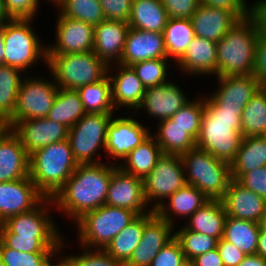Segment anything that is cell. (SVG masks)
I'll use <instances>...</instances> for the list:
<instances>
[{"label": "cell", "instance_id": "29", "mask_svg": "<svg viewBox=\"0 0 266 266\" xmlns=\"http://www.w3.org/2000/svg\"><path fill=\"white\" fill-rule=\"evenodd\" d=\"M266 166V135L243 137L235 159L230 163L231 178L237 181L248 171Z\"/></svg>", "mask_w": 266, "mask_h": 266}, {"label": "cell", "instance_id": "53", "mask_svg": "<svg viewBox=\"0 0 266 266\" xmlns=\"http://www.w3.org/2000/svg\"><path fill=\"white\" fill-rule=\"evenodd\" d=\"M262 86H266V36L261 32L255 48L252 74Z\"/></svg>", "mask_w": 266, "mask_h": 266}, {"label": "cell", "instance_id": "65", "mask_svg": "<svg viewBox=\"0 0 266 266\" xmlns=\"http://www.w3.org/2000/svg\"><path fill=\"white\" fill-rule=\"evenodd\" d=\"M263 2H266V0H260V1L258 0V2H255V4L253 6H256L257 4H261Z\"/></svg>", "mask_w": 266, "mask_h": 266}, {"label": "cell", "instance_id": "67", "mask_svg": "<svg viewBox=\"0 0 266 266\" xmlns=\"http://www.w3.org/2000/svg\"><path fill=\"white\" fill-rule=\"evenodd\" d=\"M48 1H50V2H54V3H55L57 0H48Z\"/></svg>", "mask_w": 266, "mask_h": 266}, {"label": "cell", "instance_id": "5", "mask_svg": "<svg viewBox=\"0 0 266 266\" xmlns=\"http://www.w3.org/2000/svg\"><path fill=\"white\" fill-rule=\"evenodd\" d=\"M77 165L66 139L30 154L29 177L46 198H53L71 177Z\"/></svg>", "mask_w": 266, "mask_h": 266}, {"label": "cell", "instance_id": "35", "mask_svg": "<svg viewBox=\"0 0 266 266\" xmlns=\"http://www.w3.org/2000/svg\"><path fill=\"white\" fill-rule=\"evenodd\" d=\"M143 230L144 214L134 218L111 240L104 250L124 266L141 241Z\"/></svg>", "mask_w": 266, "mask_h": 266}, {"label": "cell", "instance_id": "36", "mask_svg": "<svg viewBox=\"0 0 266 266\" xmlns=\"http://www.w3.org/2000/svg\"><path fill=\"white\" fill-rule=\"evenodd\" d=\"M163 35L167 58L177 62L195 37L191 19L168 18Z\"/></svg>", "mask_w": 266, "mask_h": 266}, {"label": "cell", "instance_id": "61", "mask_svg": "<svg viewBox=\"0 0 266 266\" xmlns=\"http://www.w3.org/2000/svg\"><path fill=\"white\" fill-rule=\"evenodd\" d=\"M60 260L55 263V265L50 261L48 266H73L72 263L66 258H59Z\"/></svg>", "mask_w": 266, "mask_h": 266}, {"label": "cell", "instance_id": "4", "mask_svg": "<svg viewBox=\"0 0 266 266\" xmlns=\"http://www.w3.org/2000/svg\"><path fill=\"white\" fill-rule=\"evenodd\" d=\"M261 32L254 12L229 29L216 43L217 77L253 74L255 48Z\"/></svg>", "mask_w": 266, "mask_h": 266}, {"label": "cell", "instance_id": "52", "mask_svg": "<svg viewBox=\"0 0 266 266\" xmlns=\"http://www.w3.org/2000/svg\"><path fill=\"white\" fill-rule=\"evenodd\" d=\"M11 18H31L37 13L40 0H3Z\"/></svg>", "mask_w": 266, "mask_h": 266}, {"label": "cell", "instance_id": "43", "mask_svg": "<svg viewBox=\"0 0 266 266\" xmlns=\"http://www.w3.org/2000/svg\"><path fill=\"white\" fill-rule=\"evenodd\" d=\"M205 99L196 98L190 100L184 106H182L177 112L170 118L175 125L181 128L187 129L195 140L198 138L201 126V118L204 113Z\"/></svg>", "mask_w": 266, "mask_h": 266}, {"label": "cell", "instance_id": "46", "mask_svg": "<svg viewBox=\"0 0 266 266\" xmlns=\"http://www.w3.org/2000/svg\"><path fill=\"white\" fill-rule=\"evenodd\" d=\"M83 253L69 255L66 258L73 266H123L113 256L108 254L104 249L94 251L90 248L83 247Z\"/></svg>", "mask_w": 266, "mask_h": 266}, {"label": "cell", "instance_id": "25", "mask_svg": "<svg viewBox=\"0 0 266 266\" xmlns=\"http://www.w3.org/2000/svg\"><path fill=\"white\" fill-rule=\"evenodd\" d=\"M118 70L114 77L110 74L112 64L108 67V76L111 81L112 103L114 108L125 106L127 109L138 110L146 88L131 66L116 64ZM110 71V72H109Z\"/></svg>", "mask_w": 266, "mask_h": 266}, {"label": "cell", "instance_id": "34", "mask_svg": "<svg viewBox=\"0 0 266 266\" xmlns=\"http://www.w3.org/2000/svg\"><path fill=\"white\" fill-rule=\"evenodd\" d=\"M260 224L227 216L222 239L234 244L246 255H255Z\"/></svg>", "mask_w": 266, "mask_h": 266}, {"label": "cell", "instance_id": "12", "mask_svg": "<svg viewBox=\"0 0 266 266\" xmlns=\"http://www.w3.org/2000/svg\"><path fill=\"white\" fill-rule=\"evenodd\" d=\"M42 77H23L17 95L14 114L7 121H23L47 116L56 99L59 87L55 81Z\"/></svg>", "mask_w": 266, "mask_h": 266}, {"label": "cell", "instance_id": "15", "mask_svg": "<svg viewBox=\"0 0 266 266\" xmlns=\"http://www.w3.org/2000/svg\"><path fill=\"white\" fill-rule=\"evenodd\" d=\"M105 204L134 211L137 215L151 212L143 193L141 178L124 172L119 165H113V174L108 185ZM147 210V211H146Z\"/></svg>", "mask_w": 266, "mask_h": 266}, {"label": "cell", "instance_id": "63", "mask_svg": "<svg viewBox=\"0 0 266 266\" xmlns=\"http://www.w3.org/2000/svg\"><path fill=\"white\" fill-rule=\"evenodd\" d=\"M6 128L5 122L0 118V134L4 131Z\"/></svg>", "mask_w": 266, "mask_h": 266}, {"label": "cell", "instance_id": "24", "mask_svg": "<svg viewBox=\"0 0 266 266\" xmlns=\"http://www.w3.org/2000/svg\"><path fill=\"white\" fill-rule=\"evenodd\" d=\"M157 58H167L163 33L130 28L119 64L131 66Z\"/></svg>", "mask_w": 266, "mask_h": 266}, {"label": "cell", "instance_id": "40", "mask_svg": "<svg viewBox=\"0 0 266 266\" xmlns=\"http://www.w3.org/2000/svg\"><path fill=\"white\" fill-rule=\"evenodd\" d=\"M22 70L0 65V118L6 122L15 111L17 95L22 82Z\"/></svg>", "mask_w": 266, "mask_h": 266}, {"label": "cell", "instance_id": "51", "mask_svg": "<svg viewBox=\"0 0 266 266\" xmlns=\"http://www.w3.org/2000/svg\"><path fill=\"white\" fill-rule=\"evenodd\" d=\"M200 4L209 7L232 11L239 19L246 18L254 12V6L247 5L246 0H199Z\"/></svg>", "mask_w": 266, "mask_h": 266}, {"label": "cell", "instance_id": "17", "mask_svg": "<svg viewBox=\"0 0 266 266\" xmlns=\"http://www.w3.org/2000/svg\"><path fill=\"white\" fill-rule=\"evenodd\" d=\"M46 197L30 177L0 183V224L8 218L33 210Z\"/></svg>", "mask_w": 266, "mask_h": 266}, {"label": "cell", "instance_id": "50", "mask_svg": "<svg viewBox=\"0 0 266 266\" xmlns=\"http://www.w3.org/2000/svg\"><path fill=\"white\" fill-rule=\"evenodd\" d=\"M237 182L266 200V166L248 171Z\"/></svg>", "mask_w": 266, "mask_h": 266}, {"label": "cell", "instance_id": "23", "mask_svg": "<svg viewBox=\"0 0 266 266\" xmlns=\"http://www.w3.org/2000/svg\"><path fill=\"white\" fill-rule=\"evenodd\" d=\"M227 216L260 223L266 213V200L231 180L221 199Z\"/></svg>", "mask_w": 266, "mask_h": 266}, {"label": "cell", "instance_id": "57", "mask_svg": "<svg viewBox=\"0 0 266 266\" xmlns=\"http://www.w3.org/2000/svg\"><path fill=\"white\" fill-rule=\"evenodd\" d=\"M256 254L266 261V231L260 228Z\"/></svg>", "mask_w": 266, "mask_h": 266}, {"label": "cell", "instance_id": "62", "mask_svg": "<svg viewBox=\"0 0 266 266\" xmlns=\"http://www.w3.org/2000/svg\"><path fill=\"white\" fill-rule=\"evenodd\" d=\"M259 224H260V228L266 231V213L263 215Z\"/></svg>", "mask_w": 266, "mask_h": 266}, {"label": "cell", "instance_id": "11", "mask_svg": "<svg viewBox=\"0 0 266 266\" xmlns=\"http://www.w3.org/2000/svg\"><path fill=\"white\" fill-rule=\"evenodd\" d=\"M142 181L146 202L151 204L150 202L155 200L156 204L150 207L155 211L165 199L187 184L181 155L162 154L155 167Z\"/></svg>", "mask_w": 266, "mask_h": 266}, {"label": "cell", "instance_id": "8", "mask_svg": "<svg viewBox=\"0 0 266 266\" xmlns=\"http://www.w3.org/2000/svg\"><path fill=\"white\" fill-rule=\"evenodd\" d=\"M138 215L128 209L102 205L85 213L77 223L82 247L105 249L111 240Z\"/></svg>", "mask_w": 266, "mask_h": 266}, {"label": "cell", "instance_id": "6", "mask_svg": "<svg viewBox=\"0 0 266 266\" xmlns=\"http://www.w3.org/2000/svg\"><path fill=\"white\" fill-rule=\"evenodd\" d=\"M181 159L188 185L195 186L209 200H221L224 197L232 180L230 163L198 148L182 154Z\"/></svg>", "mask_w": 266, "mask_h": 266}, {"label": "cell", "instance_id": "27", "mask_svg": "<svg viewBox=\"0 0 266 266\" xmlns=\"http://www.w3.org/2000/svg\"><path fill=\"white\" fill-rule=\"evenodd\" d=\"M216 43L203 37L195 36L176 66L186 75H215L217 77Z\"/></svg>", "mask_w": 266, "mask_h": 266}, {"label": "cell", "instance_id": "18", "mask_svg": "<svg viewBox=\"0 0 266 266\" xmlns=\"http://www.w3.org/2000/svg\"><path fill=\"white\" fill-rule=\"evenodd\" d=\"M151 134L148 128L140 121L128 117L111 119L107 129L106 146L104 151L108 152L114 159H124L133 149L141 144Z\"/></svg>", "mask_w": 266, "mask_h": 266}, {"label": "cell", "instance_id": "42", "mask_svg": "<svg viewBox=\"0 0 266 266\" xmlns=\"http://www.w3.org/2000/svg\"><path fill=\"white\" fill-rule=\"evenodd\" d=\"M174 232V238L180 244L185 259L192 261L195 257L217 248L215 237L188 230L185 226Z\"/></svg>", "mask_w": 266, "mask_h": 266}, {"label": "cell", "instance_id": "37", "mask_svg": "<svg viewBox=\"0 0 266 266\" xmlns=\"http://www.w3.org/2000/svg\"><path fill=\"white\" fill-rule=\"evenodd\" d=\"M85 114L79 93L76 90L59 88L53 107L46 117L70 129Z\"/></svg>", "mask_w": 266, "mask_h": 266}, {"label": "cell", "instance_id": "48", "mask_svg": "<svg viewBox=\"0 0 266 266\" xmlns=\"http://www.w3.org/2000/svg\"><path fill=\"white\" fill-rule=\"evenodd\" d=\"M105 18L108 20H118L128 23L132 0H99Z\"/></svg>", "mask_w": 266, "mask_h": 266}, {"label": "cell", "instance_id": "28", "mask_svg": "<svg viewBox=\"0 0 266 266\" xmlns=\"http://www.w3.org/2000/svg\"><path fill=\"white\" fill-rule=\"evenodd\" d=\"M207 201H209V199L200 190H198L195 186L186 184L183 188L178 189L175 193H173L162 205H160L155 210V213L161 219L166 220L174 226V215H178L179 218L184 216L187 219ZM170 212H172V215Z\"/></svg>", "mask_w": 266, "mask_h": 266}, {"label": "cell", "instance_id": "31", "mask_svg": "<svg viewBox=\"0 0 266 266\" xmlns=\"http://www.w3.org/2000/svg\"><path fill=\"white\" fill-rule=\"evenodd\" d=\"M167 20L161 0H132L130 28L163 33Z\"/></svg>", "mask_w": 266, "mask_h": 266}, {"label": "cell", "instance_id": "10", "mask_svg": "<svg viewBox=\"0 0 266 266\" xmlns=\"http://www.w3.org/2000/svg\"><path fill=\"white\" fill-rule=\"evenodd\" d=\"M114 115L86 113L68 130L67 140L78 164L100 162L92 157L97 155L100 147L105 149L107 129Z\"/></svg>", "mask_w": 266, "mask_h": 266}, {"label": "cell", "instance_id": "38", "mask_svg": "<svg viewBox=\"0 0 266 266\" xmlns=\"http://www.w3.org/2000/svg\"><path fill=\"white\" fill-rule=\"evenodd\" d=\"M241 134L243 137L266 135V86H261L244 107Z\"/></svg>", "mask_w": 266, "mask_h": 266}, {"label": "cell", "instance_id": "20", "mask_svg": "<svg viewBox=\"0 0 266 266\" xmlns=\"http://www.w3.org/2000/svg\"><path fill=\"white\" fill-rule=\"evenodd\" d=\"M190 99L180 86L168 81L162 85L146 88L140 109H144L149 116L159 121L170 119Z\"/></svg>", "mask_w": 266, "mask_h": 266}, {"label": "cell", "instance_id": "39", "mask_svg": "<svg viewBox=\"0 0 266 266\" xmlns=\"http://www.w3.org/2000/svg\"><path fill=\"white\" fill-rule=\"evenodd\" d=\"M79 93L86 113L114 114L112 103L111 81L107 75L99 82L82 86Z\"/></svg>", "mask_w": 266, "mask_h": 266}, {"label": "cell", "instance_id": "41", "mask_svg": "<svg viewBox=\"0 0 266 266\" xmlns=\"http://www.w3.org/2000/svg\"><path fill=\"white\" fill-rule=\"evenodd\" d=\"M62 16L83 21L93 26L105 18L99 0H57L55 3Z\"/></svg>", "mask_w": 266, "mask_h": 266}, {"label": "cell", "instance_id": "13", "mask_svg": "<svg viewBox=\"0 0 266 266\" xmlns=\"http://www.w3.org/2000/svg\"><path fill=\"white\" fill-rule=\"evenodd\" d=\"M5 124L19 137L22 146L29 155L40 148L68 138L69 129L47 117L6 121Z\"/></svg>", "mask_w": 266, "mask_h": 266}, {"label": "cell", "instance_id": "55", "mask_svg": "<svg viewBox=\"0 0 266 266\" xmlns=\"http://www.w3.org/2000/svg\"><path fill=\"white\" fill-rule=\"evenodd\" d=\"M192 262L194 266H224L217 248L195 257Z\"/></svg>", "mask_w": 266, "mask_h": 266}, {"label": "cell", "instance_id": "14", "mask_svg": "<svg viewBox=\"0 0 266 266\" xmlns=\"http://www.w3.org/2000/svg\"><path fill=\"white\" fill-rule=\"evenodd\" d=\"M174 227L161 219L153 210L144 214L141 241L124 266H150L159 251L174 238Z\"/></svg>", "mask_w": 266, "mask_h": 266}, {"label": "cell", "instance_id": "19", "mask_svg": "<svg viewBox=\"0 0 266 266\" xmlns=\"http://www.w3.org/2000/svg\"><path fill=\"white\" fill-rule=\"evenodd\" d=\"M218 88L209 98L221 109L243 111L251 97L262 86L251 75H227L216 77Z\"/></svg>", "mask_w": 266, "mask_h": 266}, {"label": "cell", "instance_id": "56", "mask_svg": "<svg viewBox=\"0 0 266 266\" xmlns=\"http://www.w3.org/2000/svg\"><path fill=\"white\" fill-rule=\"evenodd\" d=\"M254 14L259 19L262 33L266 36V2L254 6Z\"/></svg>", "mask_w": 266, "mask_h": 266}, {"label": "cell", "instance_id": "66", "mask_svg": "<svg viewBox=\"0 0 266 266\" xmlns=\"http://www.w3.org/2000/svg\"><path fill=\"white\" fill-rule=\"evenodd\" d=\"M0 266H5L2 262L1 256H0Z\"/></svg>", "mask_w": 266, "mask_h": 266}, {"label": "cell", "instance_id": "44", "mask_svg": "<svg viewBox=\"0 0 266 266\" xmlns=\"http://www.w3.org/2000/svg\"><path fill=\"white\" fill-rule=\"evenodd\" d=\"M58 252H21L0 240V256L5 266H48Z\"/></svg>", "mask_w": 266, "mask_h": 266}, {"label": "cell", "instance_id": "60", "mask_svg": "<svg viewBox=\"0 0 266 266\" xmlns=\"http://www.w3.org/2000/svg\"><path fill=\"white\" fill-rule=\"evenodd\" d=\"M4 53H5L4 26H1L0 27V65H4Z\"/></svg>", "mask_w": 266, "mask_h": 266}, {"label": "cell", "instance_id": "22", "mask_svg": "<svg viewBox=\"0 0 266 266\" xmlns=\"http://www.w3.org/2000/svg\"><path fill=\"white\" fill-rule=\"evenodd\" d=\"M30 155L10 128L0 134V183L29 176Z\"/></svg>", "mask_w": 266, "mask_h": 266}, {"label": "cell", "instance_id": "16", "mask_svg": "<svg viewBox=\"0 0 266 266\" xmlns=\"http://www.w3.org/2000/svg\"><path fill=\"white\" fill-rule=\"evenodd\" d=\"M55 44L47 45V55L73 54L94 50V26L59 14Z\"/></svg>", "mask_w": 266, "mask_h": 266}, {"label": "cell", "instance_id": "21", "mask_svg": "<svg viewBox=\"0 0 266 266\" xmlns=\"http://www.w3.org/2000/svg\"><path fill=\"white\" fill-rule=\"evenodd\" d=\"M129 29L126 22L104 19L94 26L93 52L108 66L119 64Z\"/></svg>", "mask_w": 266, "mask_h": 266}, {"label": "cell", "instance_id": "7", "mask_svg": "<svg viewBox=\"0 0 266 266\" xmlns=\"http://www.w3.org/2000/svg\"><path fill=\"white\" fill-rule=\"evenodd\" d=\"M47 66L59 88L77 90L108 75V65L93 51L47 55Z\"/></svg>", "mask_w": 266, "mask_h": 266}, {"label": "cell", "instance_id": "9", "mask_svg": "<svg viewBox=\"0 0 266 266\" xmlns=\"http://www.w3.org/2000/svg\"><path fill=\"white\" fill-rule=\"evenodd\" d=\"M32 20L12 18L4 25V64L18 68L23 73L41 58L47 63V46L41 43L32 29Z\"/></svg>", "mask_w": 266, "mask_h": 266}, {"label": "cell", "instance_id": "64", "mask_svg": "<svg viewBox=\"0 0 266 266\" xmlns=\"http://www.w3.org/2000/svg\"><path fill=\"white\" fill-rule=\"evenodd\" d=\"M180 266H194V263L190 260H186Z\"/></svg>", "mask_w": 266, "mask_h": 266}, {"label": "cell", "instance_id": "32", "mask_svg": "<svg viewBox=\"0 0 266 266\" xmlns=\"http://www.w3.org/2000/svg\"><path fill=\"white\" fill-rule=\"evenodd\" d=\"M161 147L157 144L152 133L133 149L119 167L126 173L143 179L155 167L157 160L162 156Z\"/></svg>", "mask_w": 266, "mask_h": 266}, {"label": "cell", "instance_id": "3", "mask_svg": "<svg viewBox=\"0 0 266 266\" xmlns=\"http://www.w3.org/2000/svg\"><path fill=\"white\" fill-rule=\"evenodd\" d=\"M204 99V113L196 139V148L231 163L243 138L241 134L243 111L221 109L208 96Z\"/></svg>", "mask_w": 266, "mask_h": 266}, {"label": "cell", "instance_id": "33", "mask_svg": "<svg viewBox=\"0 0 266 266\" xmlns=\"http://www.w3.org/2000/svg\"><path fill=\"white\" fill-rule=\"evenodd\" d=\"M156 135H152L161 147L163 154L182 155L196 148V140L187 129L174 124L171 119L158 122Z\"/></svg>", "mask_w": 266, "mask_h": 266}, {"label": "cell", "instance_id": "49", "mask_svg": "<svg viewBox=\"0 0 266 266\" xmlns=\"http://www.w3.org/2000/svg\"><path fill=\"white\" fill-rule=\"evenodd\" d=\"M168 18L190 19L200 5L199 0H161Z\"/></svg>", "mask_w": 266, "mask_h": 266}, {"label": "cell", "instance_id": "58", "mask_svg": "<svg viewBox=\"0 0 266 266\" xmlns=\"http://www.w3.org/2000/svg\"><path fill=\"white\" fill-rule=\"evenodd\" d=\"M238 266H266V261L259 255H246Z\"/></svg>", "mask_w": 266, "mask_h": 266}, {"label": "cell", "instance_id": "45", "mask_svg": "<svg viewBox=\"0 0 266 266\" xmlns=\"http://www.w3.org/2000/svg\"><path fill=\"white\" fill-rule=\"evenodd\" d=\"M168 58H157L146 61H140L131 65L136 72L138 78L145 86V88L151 86L162 85L167 81Z\"/></svg>", "mask_w": 266, "mask_h": 266}, {"label": "cell", "instance_id": "47", "mask_svg": "<svg viewBox=\"0 0 266 266\" xmlns=\"http://www.w3.org/2000/svg\"><path fill=\"white\" fill-rule=\"evenodd\" d=\"M185 261L180 244L173 238L153 258L150 266H180Z\"/></svg>", "mask_w": 266, "mask_h": 266}, {"label": "cell", "instance_id": "54", "mask_svg": "<svg viewBox=\"0 0 266 266\" xmlns=\"http://www.w3.org/2000/svg\"><path fill=\"white\" fill-rule=\"evenodd\" d=\"M217 249L221 255L224 266H238L246 257L241 249L222 238L217 242Z\"/></svg>", "mask_w": 266, "mask_h": 266}, {"label": "cell", "instance_id": "1", "mask_svg": "<svg viewBox=\"0 0 266 266\" xmlns=\"http://www.w3.org/2000/svg\"><path fill=\"white\" fill-rule=\"evenodd\" d=\"M48 204L54 205L52 198H45L29 212L8 218L0 224V240L7 247L21 252L61 253L65 247L64 238L47 211Z\"/></svg>", "mask_w": 266, "mask_h": 266}, {"label": "cell", "instance_id": "2", "mask_svg": "<svg viewBox=\"0 0 266 266\" xmlns=\"http://www.w3.org/2000/svg\"><path fill=\"white\" fill-rule=\"evenodd\" d=\"M112 164L103 162L78 164L65 185L52 198L54 207L75 222L85 213L105 204Z\"/></svg>", "mask_w": 266, "mask_h": 266}, {"label": "cell", "instance_id": "59", "mask_svg": "<svg viewBox=\"0 0 266 266\" xmlns=\"http://www.w3.org/2000/svg\"><path fill=\"white\" fill-rule=\"evenodd\" d=\"M11 19L12 18L9 16V14L6 11L4 1L0 0V27L4 26Z\"/></svg>", "mask_w": 266, "mask_h": 266}, {"label": "cell", "instance_id": "30", "mask_svg": "<svg viewBox=\"0 0 266 266\" xmlns=\"http://www.w3.org/2000/svg\"><path fill=\"white\" fill-rule=\"evenodd\" d=\"M227 214L221 200H209L189 218L188 230L203 233L217 240L223 236Z\"/></svg>", "mask_w": 266, "mask_h": 266}, {"label": "cell", "instance_id": "26", "mask_svg": "<svg viewBox=\"0 0 266 266\" xmlns=\"http://www.w3.org/2000/svg\"><path fill=\"white\" fill-rule=\"evenodd\" d=\"M195 36L218 42L240 19L232 12L222 8L200 4L190 18Z\"/></svg>", "mask_w": 266, "mask_h": 266}]
</instances>
